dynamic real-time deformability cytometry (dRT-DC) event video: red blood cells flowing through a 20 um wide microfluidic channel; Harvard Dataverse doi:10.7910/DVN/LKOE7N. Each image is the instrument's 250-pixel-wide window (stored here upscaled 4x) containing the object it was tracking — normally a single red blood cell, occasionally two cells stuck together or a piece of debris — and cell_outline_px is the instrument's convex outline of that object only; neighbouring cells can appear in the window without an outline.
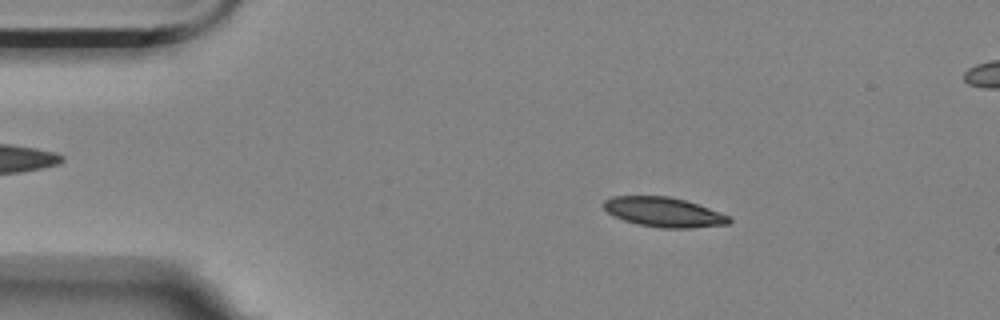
{"species": "Egyptian fruit bat (a non-hibernating species)", "species_latin": "Rousettus aegyptiacus", "temperature_condition": "room temperature", "stored_images_in_passage": 57, "segment_of_instrument_passage": [1, 2], "camera_frame_rate_fps": 3000, "um_per_image_px": 0.085, "animal": {"sex": "female"}, "frame": {"image": 1, "passage_image": 9, "time_ms": 2.667, "image_size_px": [1000, 320], "cell_outline_px": [[732, 220], [728, 224], [692, 228], [660, 228], [640, 224], [624, 220], [608, 212], [604, 208], [604, 200], [612, 196], [668, 196], [684, 200], [708, 208], [728, 216]], "centroid_in_image_um": [56.41, 18.03], "position_along_channel_um": 28.6, "area_um2": 21.33}}
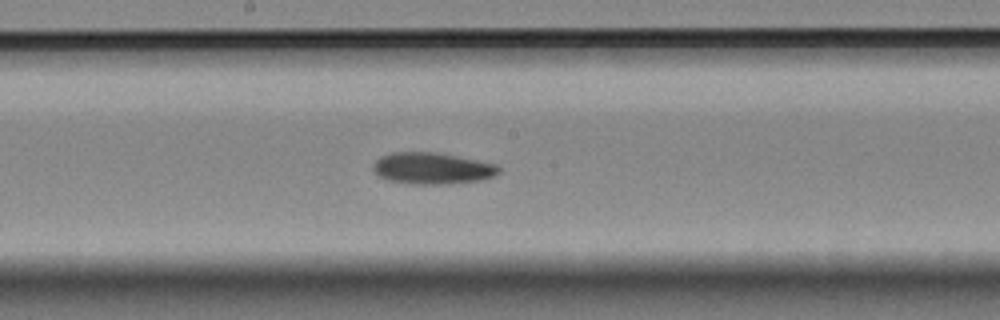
{"frame": {"image": 2, "passage_image": 29, "time_ms": 9.333, "image_size_px": [1000, 320], "cell_outline_px": [[500, 172], [492, 176], [480, 180], [448, 184], [412, 184], [388, 180], [376, 176], [372, 172], [372, 164], [380, 156], [392, 152], [436, 152], [496, 164], [500, 168]], "centroid_in_image_um": [36.66, 14.31], "position_along_channel_um": 211.5, "area_um2": 23.24}}
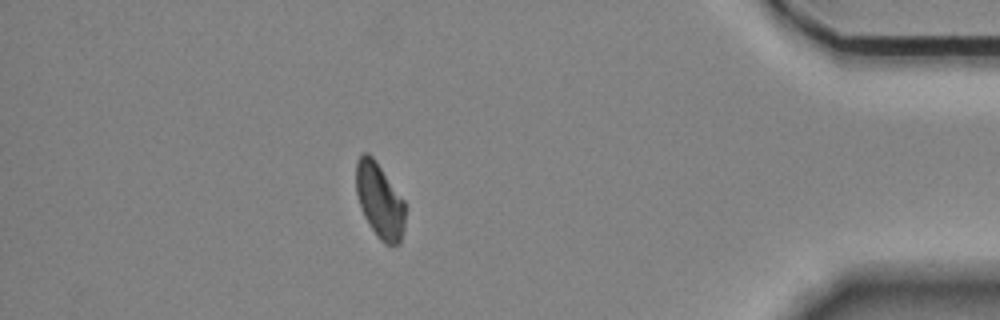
{"frame": {"image": 3, "passage_image": 49, "time_ms": 16.0, "image_size_px": [1000, 320], "cell_outline_px": [[404, 228], [400, 244], [384, 244], [376, 236], [364, 216], [360, 208], [356, 192], [356, 160], [364, 152], [368, 152], [376, 160], [404, 200]], "centroid_in_image_um": [32.25, 17.04], "position_along_channel_um": 402.9, "area_um2": 21.56}}